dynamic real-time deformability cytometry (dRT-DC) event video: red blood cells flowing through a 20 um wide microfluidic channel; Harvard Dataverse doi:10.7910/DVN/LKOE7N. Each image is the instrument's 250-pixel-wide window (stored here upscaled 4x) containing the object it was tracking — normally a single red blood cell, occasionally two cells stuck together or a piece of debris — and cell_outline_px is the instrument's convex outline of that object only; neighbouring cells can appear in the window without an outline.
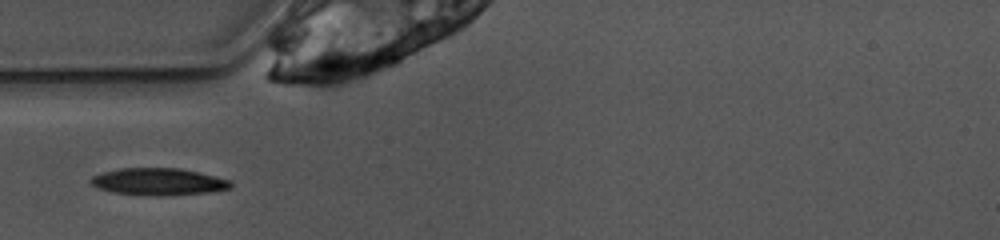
{"species": "common noctule bat (a hibernating species)", "species_latin": "Nyctalus noctula", "temperature_condition": "warm", "stored_images_in_passage": 22, "camera_frame_rate_fps": 3000, "um_per_image_px": 0.085, "animal": {"sex": "female", "body_mass_g": 10.0, "forearm_length_mm": 53.1}, "frame": {"image": 1, "passage_image": 1, "time_ms": 0.0, "image_size_px": [1000, 240], "cell_outline_px": [[232, 188], [208, 192], [160, 196], [144, 196], [116, 192], [96, 188], [88, 180], [92, 176], [104, 172], [120, 168], [180, 168], [228, 180], [232, 184]], "centroid_in_image_um": [13.41, 15.45], "position_along_channel_um": 71.6, "area_um2": 21.91}}
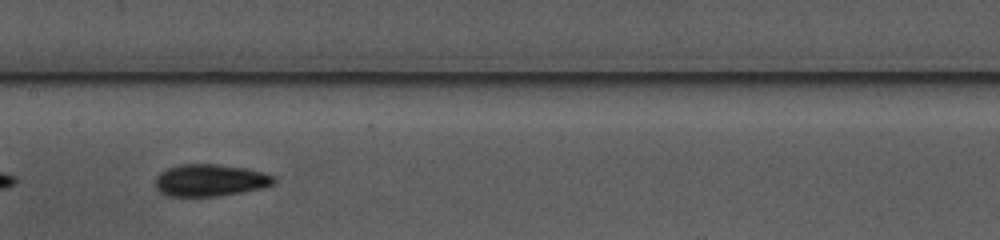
{"frame": {"image": 2, "passage_image": 10, "time_ms": 3.0, "image_size_px": [1000, 240], "cell_outline_px": [[276, 180], [272, 184], [260, 188], [240, 192], [216, 196], [168, 196], [160, 192], [156, 188], [156, 176], [160, 172], [168, 168], [180, 164], [216, 164], [244, 168], [276, 176]], "centroid_in_image_um": [17.82, 15.32], "position_along_channel_um": 189.6, "area_um2": 21.91}}
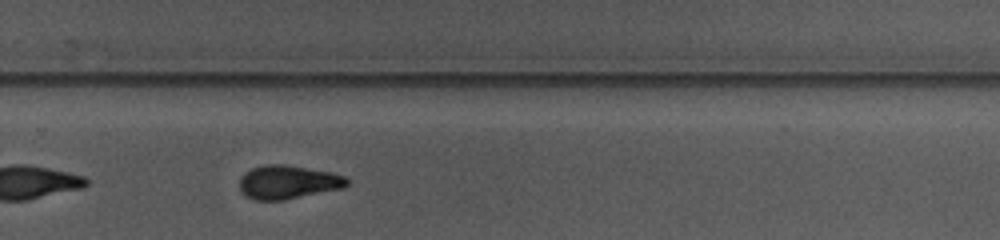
{"frame": {"image": 3, "passage_image": 19, "time_ms": 6.0, "image_size_px": [1000, 240], "cell_outline_px": [[348, 184], [344, 188], [284, 200], [256, 200], [244, 196], [240, 192], [240, 176], [244, 172], [252, 168], [264, 164], [284, 164], [328, 172], [344, 176], [348, 180]], "centroid_in_image_um": [24.43, 15.49], "position_along_channel_um": 305.4, "area_um2": 21.1}}